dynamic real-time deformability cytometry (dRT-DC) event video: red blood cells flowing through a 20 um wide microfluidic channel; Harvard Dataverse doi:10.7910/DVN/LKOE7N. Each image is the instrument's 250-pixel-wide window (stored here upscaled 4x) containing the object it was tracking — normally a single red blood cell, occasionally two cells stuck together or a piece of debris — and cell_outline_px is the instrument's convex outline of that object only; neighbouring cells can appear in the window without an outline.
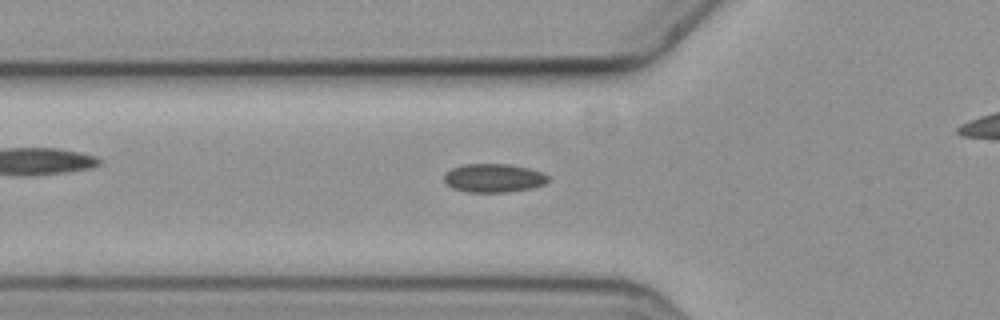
{"species": "common noctule bat (a hibernating species)", "species_latin": "Nyctalus noctula", "temperature_condition": "cold", "stored_images_in_passage": 37, "camera_frame_rate_fps": 3000, "um_per_image_px": 0.085, "animal": {"sex": "female", "body_mass_g": 19.3, "forearm_length_mm": 54.1}, "frame": {"image": 1, "passage_image": 7, "time_ms": 2.0, "image_size_px": [1000, 320], "cell_outline_px": [[548, 180], [544, 184], [532, 188], [508, 192], [468, 192], [452, 188], [444, 180], [444, 172], [452, 168], [464, 164], [508, 164], [528, 168], [540, 172], [548, 176]], "centroid_in_image_um": [41.93, 15.13], "position_along_channel_um": 83.9, "area_um2": 17.28}}
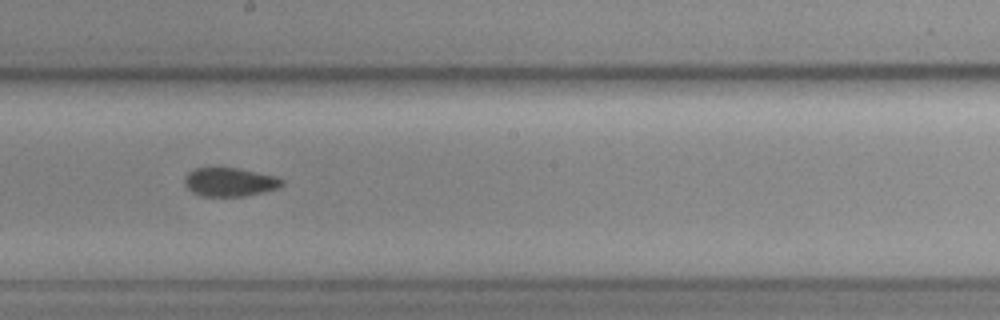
{"frame": {"image": 2, "passage_image": 19, "time_ms": 6.0, "image_size_px": [1000, 320], "cell_outline_px": [[284, 184], [280, 188], [264, 192], [244, 196], [200, 196], [192, 192], [184, 184], [184, 176], [188, 172], [196, 168], [208, 164], [240, 168], [276, 176], [284, 180]], "centroid_in_image_um": [19.5, 15.42], "position_along_channel_um": 228.7, "area_um2": 17.11}}
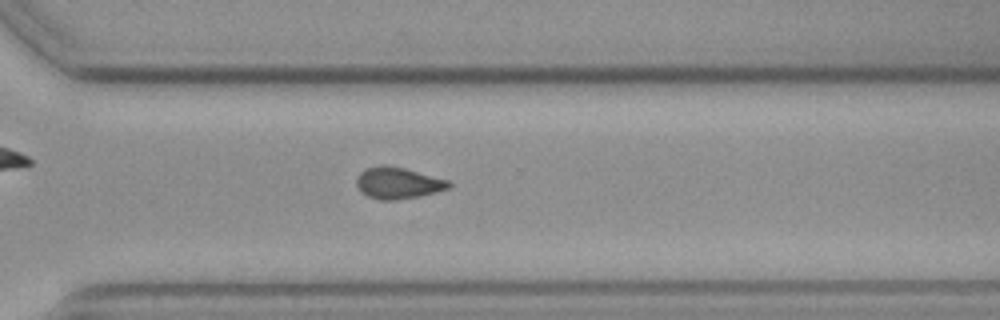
{"frame": {"image": 3, "passage_image": 28, "time_ms": 9.0, "image_size_px": [1000, 320], "cell_outline_px": [[452, 184], [448, 188], [436, 192], [420, 196], [396, 200], [380, 200], [368, 196], [360, 192], [356, 184], [356, 176], [360, 172], [368, 168], [380, 164], [384, 164], [404, 168], [448, 180]], "centroid_in_image_um": [33.79, 15.55], "position_along_channel_um": 336.8, "area_um2": 16.99}, "authors_computed_cell_mechanics": {"area_um2": 17.2244, "velocity_mm_per_s": 3.6138, "shape_relaxation_time_tau1_ms": null, "shape_relaxation_time_tau2_ms": 4.3067, "deformation_change_tau1": null, "deformation_change_tau2": 0.0685}}